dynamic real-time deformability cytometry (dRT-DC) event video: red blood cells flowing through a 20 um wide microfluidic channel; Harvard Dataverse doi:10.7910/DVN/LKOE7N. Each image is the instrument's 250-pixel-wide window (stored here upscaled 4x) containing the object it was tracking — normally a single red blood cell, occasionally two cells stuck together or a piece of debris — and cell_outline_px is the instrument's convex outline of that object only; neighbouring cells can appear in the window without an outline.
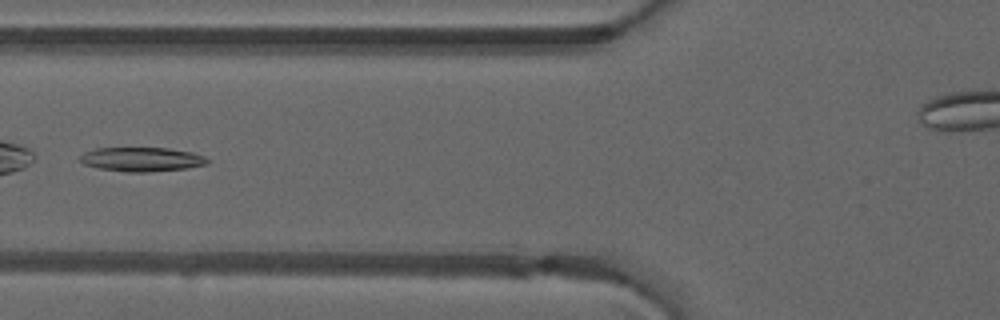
{"species": "common noctule bat (a hibernating species)", "species_latin": "Nyctalus noctula", "temperature_condition": "warm", "stored_images_in_passage": 45, "camera_frame_rate_fps": 3000, "um_per_image_px": 0.085, "animal": {"sex": "male", "forearm_length_mm": 52.5}, "frame": {"image": 1, "passage_image": 20, "time_ms": 6.333, "image_size_px": [1000, 320], "cell_outline_px": [[212, 160], [208, 164], [188, 168], [148, 172], [128, 172], [100, 168], [84, 164], [80, 160], [80, 156], [84, 152], [96, 148], [168, 148], [192, 152], [204, 156]], "centroid_in_image_um": [12.1, 13.54], "position_along_channel_um": 113.7, "area_um2": 17.98}}